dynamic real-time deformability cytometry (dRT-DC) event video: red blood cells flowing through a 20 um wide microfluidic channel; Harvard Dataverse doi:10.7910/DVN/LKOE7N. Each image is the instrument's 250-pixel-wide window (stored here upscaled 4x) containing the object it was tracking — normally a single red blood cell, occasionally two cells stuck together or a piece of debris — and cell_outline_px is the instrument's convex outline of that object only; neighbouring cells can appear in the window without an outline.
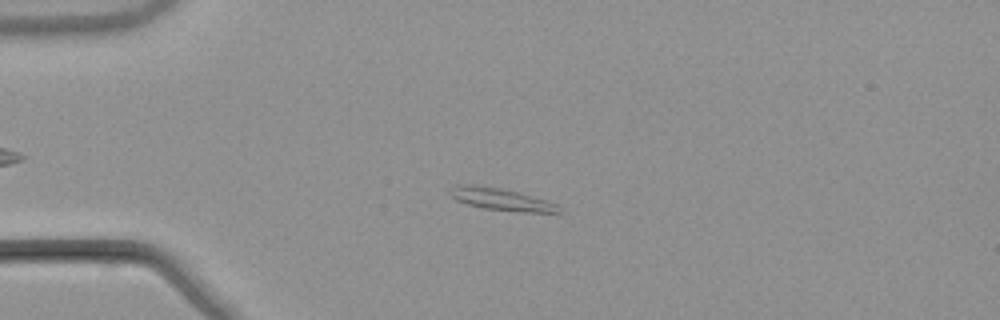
{"species": "common noctule bat (a hibernating species)", "species_latin": "Nyctalus noctula", "temperature_condition": "warm", "stored_images_in_passage": 42, "camera_frame_rate_fps": 3000, "um_per_image_px": 0.085, "animal": {"sex": "male", "body_mass_g": 21.5, "forearm_length_mm": 52.0}, "frame": {"image": 1, "passage_image": 2, "time_ms": 0.333, "image_size_px": [1000, 320], "cell_outline_px": [[564, 212], [524, 212], [484, 208], [468, 204], [456, 200], [448, 192], [456, 184], [472, 184], [500, 188], [516, 192], [544, 200], [556, 204]], "centroid_in_image_um": [42.55, 16.93], "position_along_channel_um": 42.4, "area_um2": 13.7}}
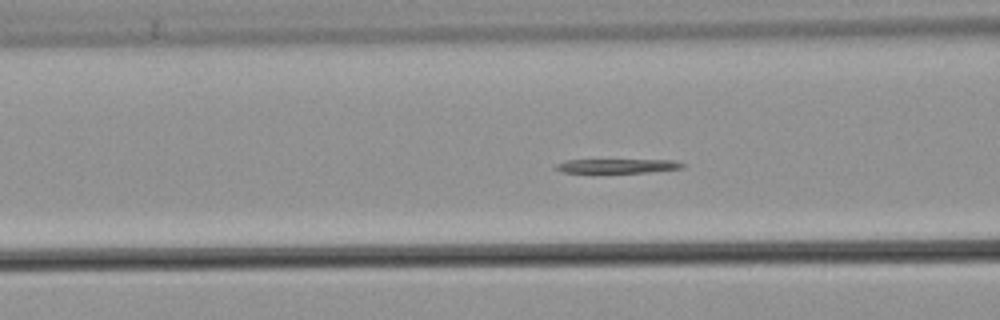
{"frame": {"image": 2, "passage_image": 10, "time_ms": 3.0, "image_size_px": [1000, 320], "cell_outline_px": [[688, 164], [684, 168], [648, 172], [564, 172], [552, 168], [556, 164], [568, 160], [676, 160]], "centroid_in_image_um": [52.56, 14.1], "position_along_channel_um": 114.0, "area_um2": 10.4}}
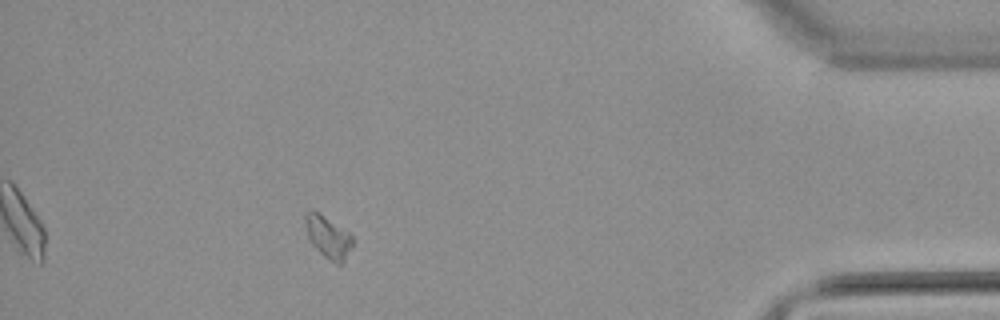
{"frame": {"image": 3, "passage_image": 37, "time_ms": 12.0, "image_size_px": [1000, 320], "cell_outline_px": [[352, 248], [344, 264], [336, 264], [324, 256], [312, 244], [308, 236], [304, 220], [304, 216], [308, 212], [316, 212], [348, 232], [352, 236]], "centroid_in_image_um": [27.91, 20.21], "position_along_channel_um": 407.3, "area_um2": 11.27}, "authors_computed_cell_mechanics": {"area_um2": 11.8201, "velocity_mm_per_s": 3.8039, "shape_relaxation_time_tau1_ms": 10.6748, "shape_relaxation_time_tau2_ms": null, "deformation_change_tau1": 0.173, "deformation_change_tau2": null}}